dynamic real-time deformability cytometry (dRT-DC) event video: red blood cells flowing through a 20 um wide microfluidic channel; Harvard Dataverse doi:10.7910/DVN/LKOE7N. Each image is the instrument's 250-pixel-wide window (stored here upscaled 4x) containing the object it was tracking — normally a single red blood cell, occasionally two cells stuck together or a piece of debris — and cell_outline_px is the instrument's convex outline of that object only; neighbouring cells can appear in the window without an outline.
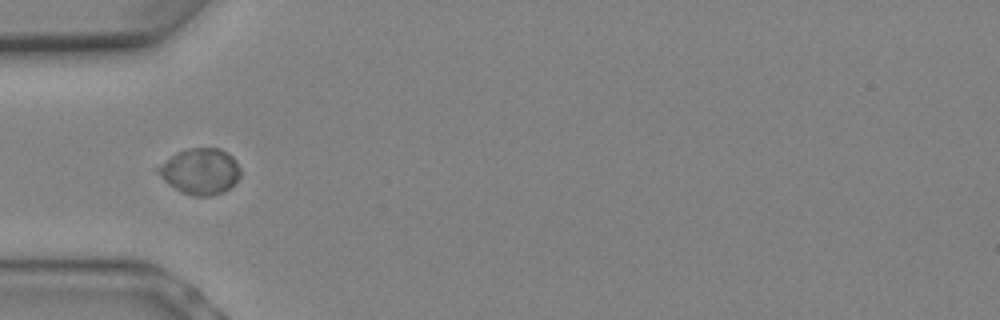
{"species": "Egyptian fruit bat (a non-hibernating species)", "species_latin": "Rousettus aegyptiacus", "temperature_condition": "warm", "stored_images_in_passage": 6, "camera_frame_rate_fps": 3000, "um_per_image_px": 0.085, "animal": {"sex": "female"}, "frame": {"image": 1, "passage_image": 5, "time_ms": 1.333, "image_size_px": [1000, 320], "cell_outline_px": [[240, 176], [228, 188], [220, 192], [208, 196], [192, 196], [180, 192], [168, 184], [156, 172], [156, 168], [176, 152], [188, 148], [220, 148], [232, 156], [236, 160], [240, 168]], "centroid_in_image_um": [17.0, 14.55], "position_along_channel_um": 68.0, "area_um2": 21.96}}